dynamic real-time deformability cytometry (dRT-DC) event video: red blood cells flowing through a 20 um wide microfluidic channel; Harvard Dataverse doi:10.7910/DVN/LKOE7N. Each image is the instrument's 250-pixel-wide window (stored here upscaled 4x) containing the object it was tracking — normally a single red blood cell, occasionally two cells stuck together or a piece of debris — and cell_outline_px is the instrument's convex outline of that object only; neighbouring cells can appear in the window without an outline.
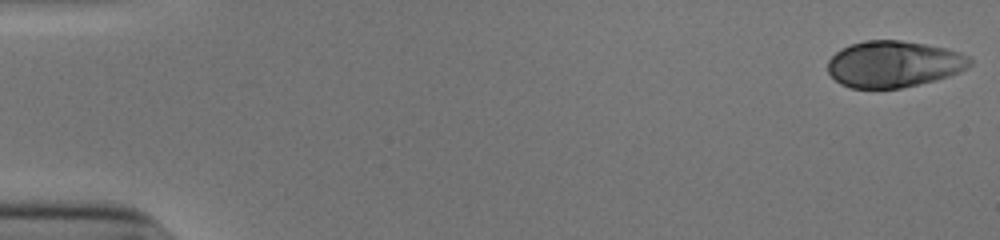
{"species": "human", "species_latin": "Homo sapiens", "temperature_condition": "cold", "stored_images_in_passage": 47, "camera_frame_rate_fps": 3000, "um_per_image_px": 0.085, "donor": {"sex": "male"}, "frame": {"image": 1, "passage_image": 1, "time_ms": 0.0, "image_size_px": [1000, 240], "cell_outline_px": [[972, 64], [968, 68], [960, 72], [936, 80], [900, 88], [852, 88], [840, 84], [828, 72], [828, 60], [840, 48], [864, 40], [900, 40], [924, 44], [944, 48], [960, 52], [968, 56], [972, 60]], "centroid_in_image_um": [75.97, 5.44], "position_along_channel_um": 9.0, "area_um2": 38.49}}
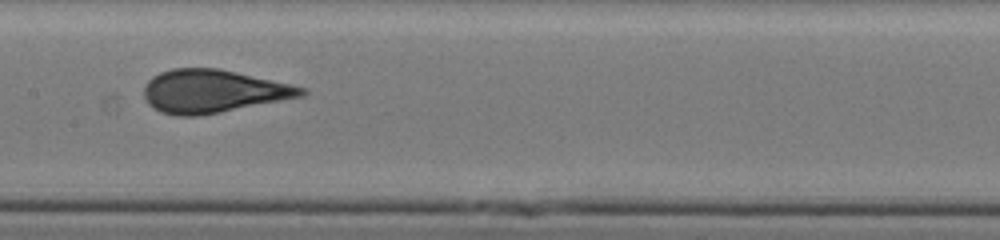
{"frame": {"image": 2, "passage_image": 27, "time_ms": 8.667, "image_size_px": [1000, 240], "cell_outline_px": [[308, 92], [304, 96], [220, 112], [196, 116], [176, 116], [160, 112], [152, 108], [148, 104], [144, 96], [144, 84], [152, 76], [160, 72], [172, 68], [216, 68], [236, 72], [292, 84], [308, 88]], "centroid_in_image_um": [18.09, 7.75], "position_along_channel_um": 189.3, "area_um2": 39.65}}
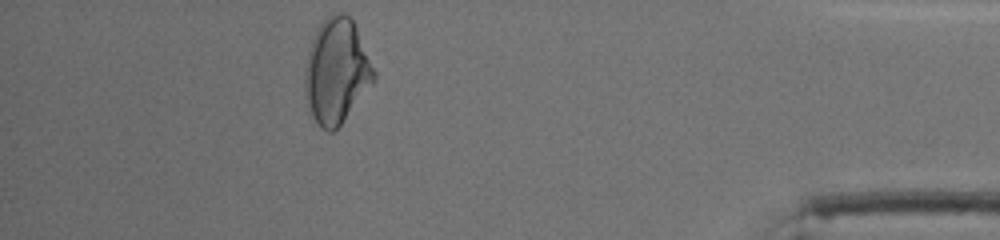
{"frame": {"image": 3, "passage_image": 47, "time_ms": 15.333, "image_size_px": [1000, 240], "cell_outline_px": [[376, 80], [340, 124], [332, 132], [328, 132], [320, 128], [312, 116], [304, 92], [304, 72], [308, 48], [320, 24], [332, 12], [344, 12], [352, 20], [356, 28], [376, 72]], "centroid_in_image_um": [28.59, 6.05], "position_along_channel_um": 406.6, "area_um2": 42.02}, "authors_computed_cell_mechanics": {"area_um2": 39.304, "velocity_mm_per_s": 3.9149, "shape_relaxation_time_tau1_ms": 5.5538, "shape_relaxation_time_tau2_ms": null, "deformation_change_tau1": 0.1772, "deformation_change_tau2": null}}